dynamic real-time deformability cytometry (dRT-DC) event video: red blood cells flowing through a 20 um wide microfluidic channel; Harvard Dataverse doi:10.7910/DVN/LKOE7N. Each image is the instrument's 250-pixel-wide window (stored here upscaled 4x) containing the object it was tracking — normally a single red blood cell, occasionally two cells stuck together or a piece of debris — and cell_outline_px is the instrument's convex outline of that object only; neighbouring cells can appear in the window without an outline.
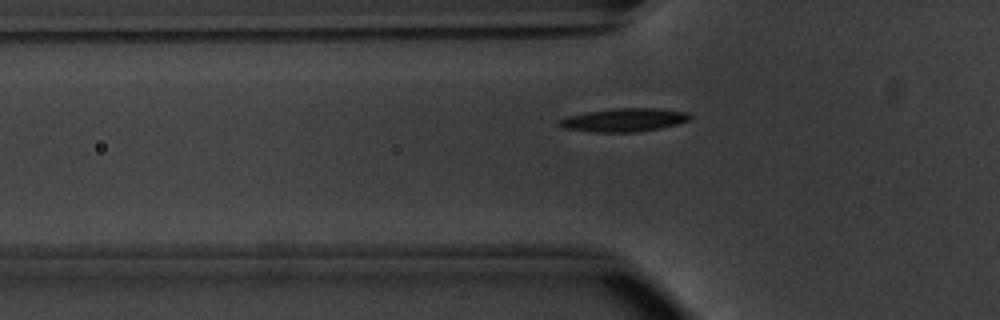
{"species": "common noctule bat (a hibernating species)", "species_latin": "Nyctalus noctula", "temperature_condition": "warm", "stored_images_in_passage": 36, "camera_frame_rate_fps": 3000, "um_per_image_px": 0.085, "animal": {"sex": "male", "body_mass_g": 20.1, "forearm_length_mm": 53.5}, "frame": {"image": 1, "passage_image": 5, "time_ms": 1.333, "image_size_px": [1000, 320], "cell_outline_px": [[692, 120], [660, 128], [636, 132], [592, 132], [564, 128], [556, 124], [556, 120], [568, 116], [584, 112], [612, 108], [660, 108], [688, 112], [692, 116]], "centroid_in_image_um": [53.03, 10.19], "position_along_channel_um": 72.8, "area_um2": 18.09}}
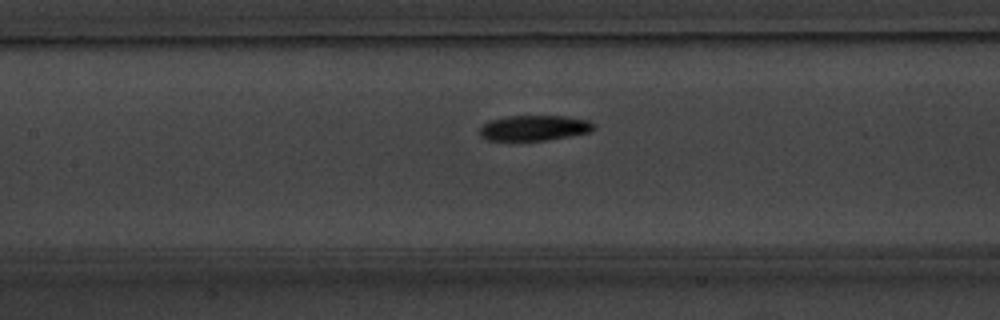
{"frame": {"image": 2, "passage_image": 12, "time_ms": 3.667, "image_size_px": [1000, 320], "cell_outline_px": [[596, 128], [592, 132], [548, 140], [488, 140], [480, 136], [480, 128], [488, 120], [508, 116], [564, 116], [588, 120], [596, 124]], "centroid_in_image_um": [45.45, 10.87], "position_along_channel_um": 161.9, "area_um2": 16.99}}
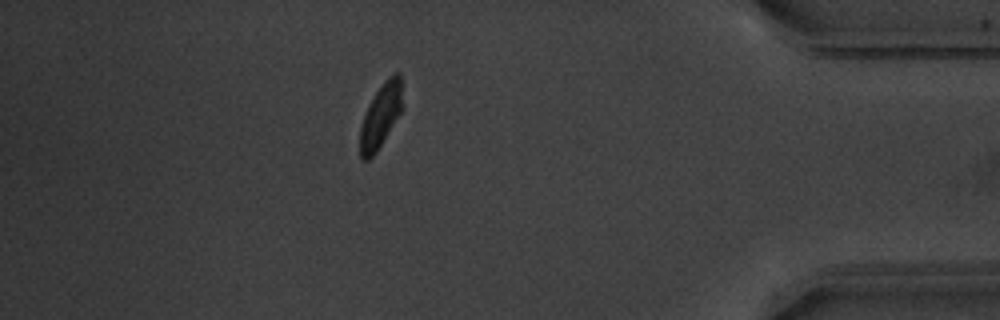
{"frame": {"image": 3, "passage_image": 34, "time_ms": 11.0, "image_size_px": [1000, 320], "cell_outline_px": [[404, 108], [376, 152], [368, 160], [364, 160], [360, 156], [360, 128], [368, 104], [384, 80], [388, 76], [396, 72], [400, 72]], "centroid_in_image_um": [32.39, 9.79], "position_along_channel_um": 402.8, "area_um2": 15.95}}